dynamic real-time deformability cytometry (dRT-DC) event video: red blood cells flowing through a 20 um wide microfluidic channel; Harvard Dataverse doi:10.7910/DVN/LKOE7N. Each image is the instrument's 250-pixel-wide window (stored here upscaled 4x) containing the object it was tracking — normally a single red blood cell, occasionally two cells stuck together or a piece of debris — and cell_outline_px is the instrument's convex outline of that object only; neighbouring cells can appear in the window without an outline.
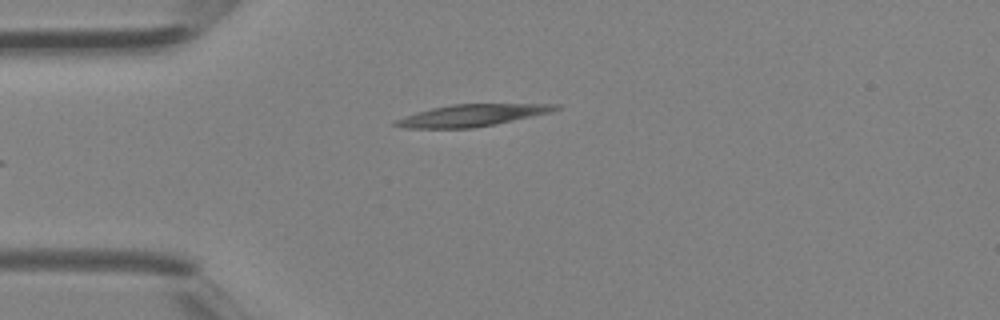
{"species": "Egyptian fruit bat (a non-hibernating species)", "species_latin": "Rousettus aegyptiacus", "temperature_condition": "room temperature", "stored_images_in_passage": 3, "camera_frame_rate_fps": 3000, "um_per_image_px": 0.085, "animal": {"sex": "female"}, "frame": {"image": 1, "passage_image": 3, "time_ms": 0.667, "image_size_px": [1000, 320], "cell_outline_px": [[560, 108], [552, 112], [496, 124], [472, 128], [404, 128], [392, 124], [392, 120], [416, 112], [432, 108], [452, 104], [560, 104]], "centroid_in_image_um": [40.08, 9.8], "position_along_channel_um": 44.9, "area_um2": 20.46}}